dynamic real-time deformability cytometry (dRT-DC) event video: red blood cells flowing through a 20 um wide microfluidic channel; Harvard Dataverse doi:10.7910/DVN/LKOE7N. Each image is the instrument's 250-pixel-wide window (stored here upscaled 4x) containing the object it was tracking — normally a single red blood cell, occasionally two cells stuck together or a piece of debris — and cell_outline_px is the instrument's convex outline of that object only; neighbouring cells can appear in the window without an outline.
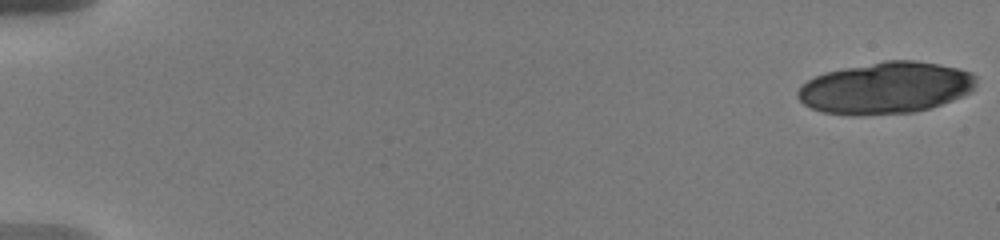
{"species": "human", "species_latin": "Homo sapiens", "temperature_condition": "warm", "stored_images_in_passage": 7, "camera_frame_rate_fps": 3000, "um_per_image_px": 0.085, "donor": {"sex": "male"}, "frame": {"image": 1, "passage_image": 1, "time_ms": 0.0, "image_size_px": [1000, 240], "cell_outline_px": [[976, 84], [972, 92], [932, 108], [916, 112], [856, 116], [852, 116], [824, 112], [812, 108], [804, 104], [796, 96], [796, 92], [800, 84], [824, 72], [884, 60], [916, 60], [956, 68], [972, 72], [976, 76]], "centroid_in_image_um": [75.28, 7.48], "position_along_channel_um": 9.7, "area_um2": 54.16}}
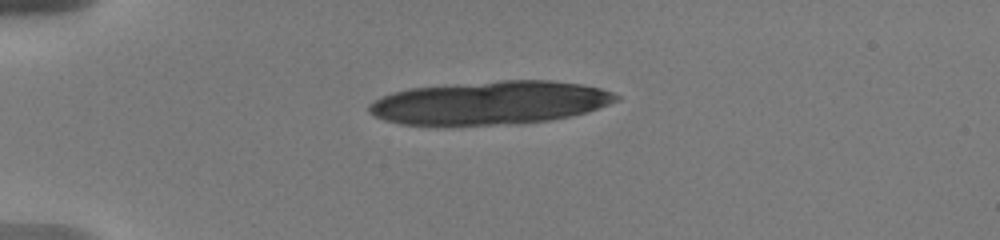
{"frame": {"image": 2, "passage_image": 6, "time_ms": 4.667, "image_size_px": [1000, 240], "cell_outline_px": [[620, 100], [572, 116], [548, 120], [520, 124], [400, 124], [384, 120], [368, 112], [368, 104], [380, 96], [392, 92], [412, 88], [500, 80], [552, 80], [580, 84], [600, 88], [612, 92], [620, 96]], "centroid_in_image_um": [41.65, 8.73], "position_along_channel_um": 43.3, "area_um2": 62.08}}